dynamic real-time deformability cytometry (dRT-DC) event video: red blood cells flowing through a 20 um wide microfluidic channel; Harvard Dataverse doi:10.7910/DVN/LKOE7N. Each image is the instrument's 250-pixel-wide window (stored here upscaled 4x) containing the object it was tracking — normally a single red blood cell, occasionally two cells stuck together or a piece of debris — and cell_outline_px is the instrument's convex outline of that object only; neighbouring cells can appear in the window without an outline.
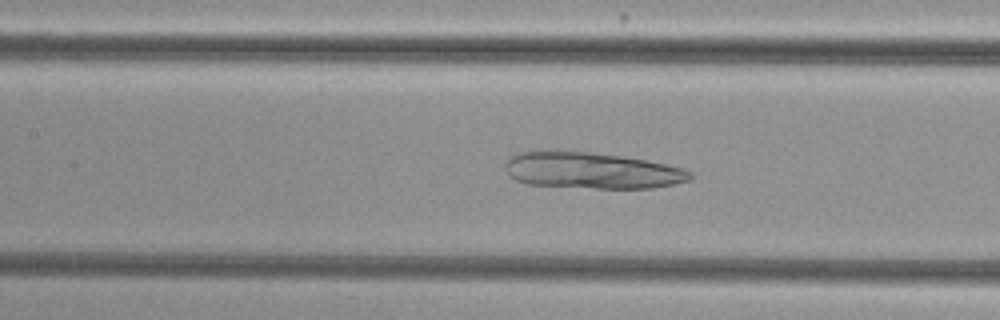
{"species": "common noctule bat (a hibernating species)", "species_latin": "Nyctalus noctula", "temperature_condition": "cold", "stored_images_in_passage": 55, "camera_frame_rate_fps": 3000, "um_per_image_px": 0.085, "animal": {"sex": "female", "body_mass_g": 29.2, "forearm_length_mm": 56.3}, "frame": {"image": 1, "passage_image": 26, "time_ms": 8.333, "image_size_px": [1000, 320], "cell_outline_px": [[692, 176], [688, 180], [672, 184], [652, 188], [596, 188], [528, 184], [516, 180], [508, 176], [504, 168], [504, 164], [508, 156], [520, 152], [536, 148], [564, 148], [620, 156], [644, 160], [684, 168], [692, 172]], "centroid_in_image_um": [50.14, 14.44], "position_along_channel_um": 157.3, "area_um2": 40.17}}
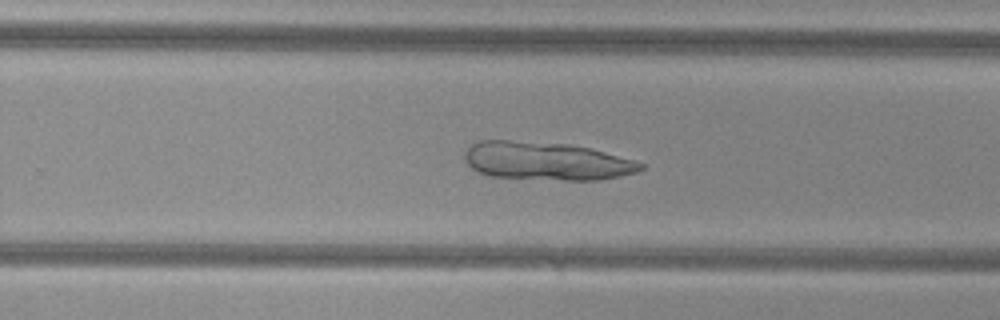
{"frame": {"image": 2, "passage_image": 36, "time_ms": 11.667, "image_size_px": [1000, 320], "cell_outline_px": [[644, 168], [636, 172], [620, 176], [600, 180], [564, 180], [492, 176], [480, 172], [472, 168], [464, 160], [464, 152], [472, 144], [480, 140], [508, 140], [568, 144], [588, 148], [632, 160], [644, 164]], "centroid_in_image_um": [46.41, 13.69], "position_along_channel_um": 283.4, "area_um2": 38.73}}
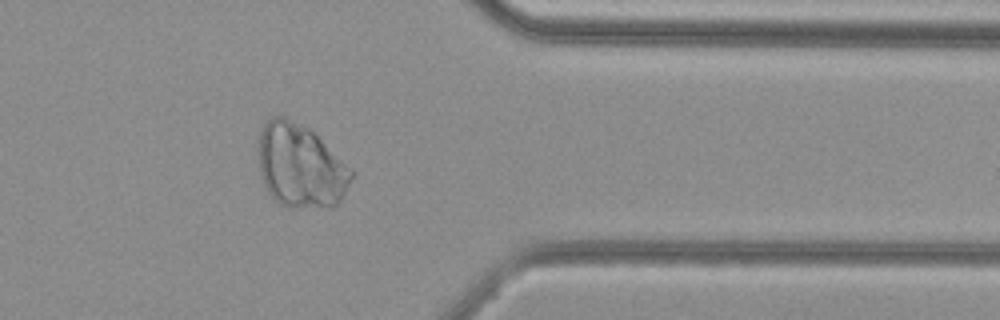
{"frame": {"image": 3, "passage_image": 45, "time_ms": 14.667, "image_size_px": [1000, 320], "cell_outline_px": [[356, 172], [352, 180], [340, 200], [332, 208], [288, 208], [272, 200], [264, 188], [256, 156], [256, 148], [260, 128], [272, 116], [284, 116], [308, 128], [352, 168]], "centroid_in_image_um": [25.5, 14.14], "position_along_channel_um": 385.9, "area_um2": 46.47}}